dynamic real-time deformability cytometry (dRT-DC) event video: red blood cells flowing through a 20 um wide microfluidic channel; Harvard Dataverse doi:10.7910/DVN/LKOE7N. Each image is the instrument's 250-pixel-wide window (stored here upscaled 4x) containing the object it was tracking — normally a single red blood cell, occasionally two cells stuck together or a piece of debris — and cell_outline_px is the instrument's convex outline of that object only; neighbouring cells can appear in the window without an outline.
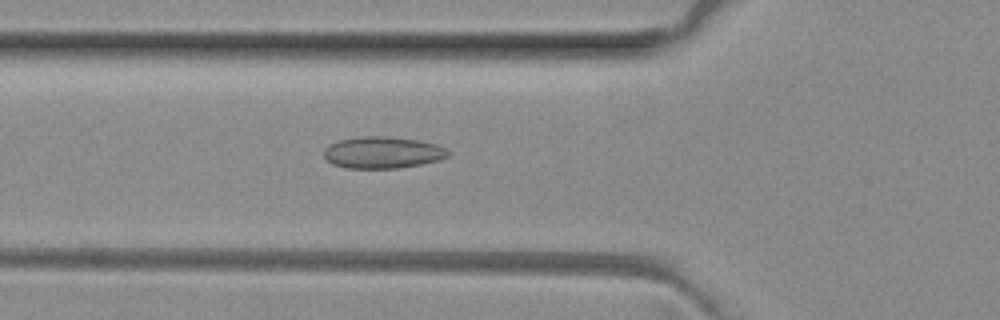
{"species": "common noctule bat (a hibernating species)", "species_latin": "Nyctalus noctula", "temperature_condition": "room temperature", "stored_images_in_passage": 37, "camera_frame_rate_fps": 3000, "um_per_image_px": 0.085, "animal": {"sex": "female", "body_mass_g": 29.2, "forearm_length_mm": 56.3}, "frame": {"image": 1, "passage_image": 4, "time_ms": 1.0, "image_size_px": [1000, 320], "cell_outline_px": [[452, 152], [448, 156], [440, 160], [420, 164], [396, 168], [348, 168], [332, 164], [324, 156], [324, 148], [328, 144], [340, 140], [364, 136], [388, 136], [416, 140], [436, 144]], "centroid_in_image_um": [32.52, 12.96], "position_along_channel_um": 93.3, "area_um2": 22.89}}
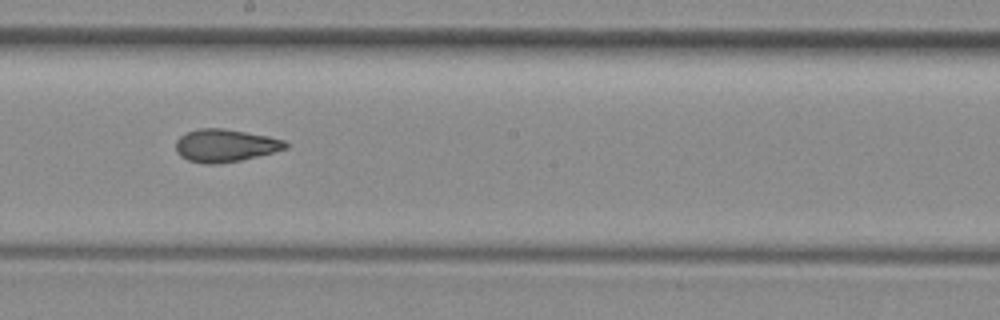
{"frame": {"image": 2, "passage_image": 14, "time_ms": 4.333, "image_size_px": [1000, 320], "cell_outline_px": [[288, 148], [240, 160], [216, 164], [204, 164], [188, 160], [180, 156], [176, 152], [176, 140], [180, 136], [188, 132], [200, 128], [224, 128], [268, 136], [284, 140], [288, 144]], "centroid_in_image_um": [19.12, 12.37], "position_along_channel_um": 229.1, "area_um2": 20.81}}
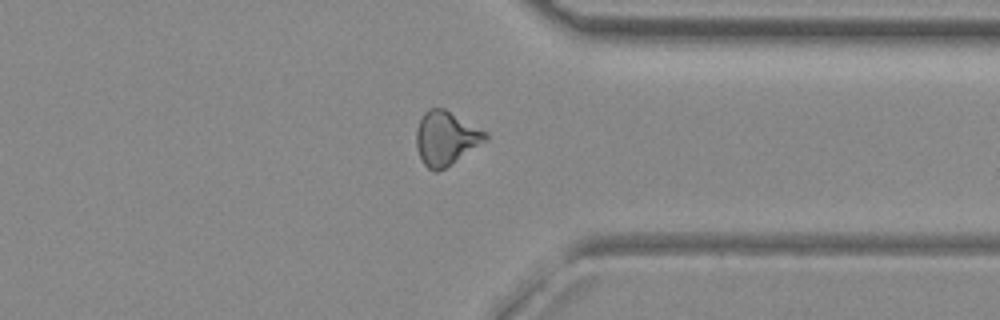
{"frame": {"image": 3, "passage_image": 25, "time_ms": 8.0, "image_size_px": [1000, 320], "cell_outline_px": [[488, 140], [452, 164], [436, 172], [428, 168], [420, 160], [416, 144], [416, 128], [424, 112], [428, 108], [444, 108], [488, 132]], "centroid_in_image_um": [37.91, 11.75], "position_along_channel_um": 373.5, "area_um2": 21.91}, "authors_computed_cell_mechanics": {"area_um2": 20.9236, "velocity_mm_per_s": 4.0557, "shape_relaxation_time_tau1_ms": 11.3473, "shape_relaxation_time_tau2_ms": 1.5653, "deformation_change_tau1": 0.1994, "deformation_change_tau2": 0.0827}}